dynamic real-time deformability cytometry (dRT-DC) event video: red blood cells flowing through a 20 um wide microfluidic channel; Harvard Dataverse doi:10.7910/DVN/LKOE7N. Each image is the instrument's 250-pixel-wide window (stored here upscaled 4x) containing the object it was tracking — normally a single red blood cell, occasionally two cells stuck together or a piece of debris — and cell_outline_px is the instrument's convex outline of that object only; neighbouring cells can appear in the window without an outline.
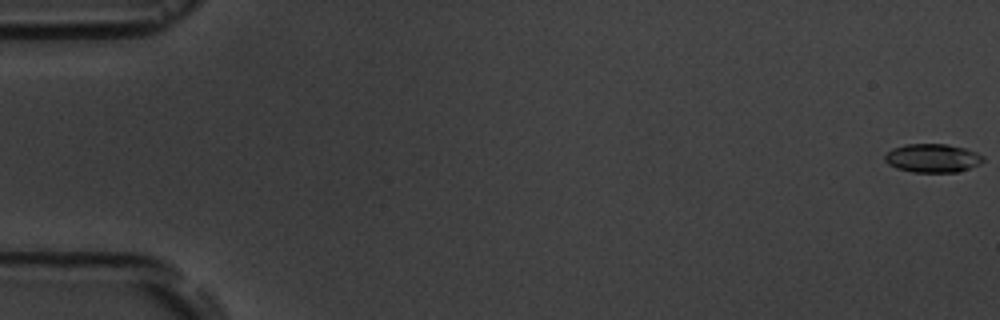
{"species": "common noctule bat (a hibernating species)", "species_latin": "Nyctalus noctula", "temperature_condition": "room temperature", "stored_images_in_passage": 4, "camera_frame_rate_fps": 3000, "um_per_image_px": 0.085, "animal": {"sex": "male", "body_mass_g": 19.5, "forearm_length_mm": 54.6}, "frame": {"image": 1, "passage_image": 1, "time_ms": 0.0, "image_size_px": [1000, 320], "cell_outline_px": [[984, 160], [980, 164], [956, 172], [912, 172], [896, 168], [888, 164], [884, 160], [884, 156], [892, 148], [904, 144], [948, 144], [964, 148], [976, 152], [984, 156]], "centroid_in_image_um": [79.25, 13.43], "position_along_channel_um": 5.8, "area_um2": 16.42}}
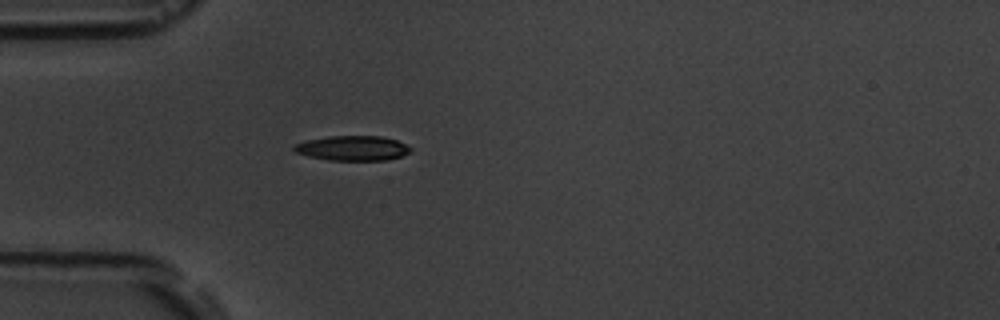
{"frame": {"image": 2, "passage_image": 4, "time_ms": 5.333, "image_size_px": [1000, 320], "cell_outline_px": [[412, 148], [408, 152], [400, 156], [384, 160], [328, 160], [308, 156], [296, 152], [292, 148], [292, 144], [304, 140], [328, 136], [380, 136], [396, 140]], "centroid_in_image_um": [29.89, 12.58], "position_along_channel_um": 55.1, "area_um2": 16.82}}